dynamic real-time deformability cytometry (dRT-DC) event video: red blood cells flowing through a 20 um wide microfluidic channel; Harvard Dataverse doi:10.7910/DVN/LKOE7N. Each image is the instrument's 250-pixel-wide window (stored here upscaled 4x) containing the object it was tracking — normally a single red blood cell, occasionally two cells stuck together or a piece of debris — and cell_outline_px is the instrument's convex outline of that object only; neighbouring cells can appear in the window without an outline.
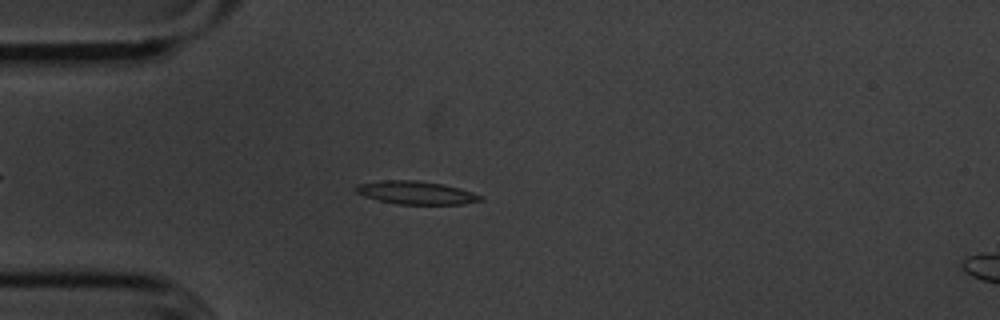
{"species": "common noctule bat (a hibernating species)", "species_latin": "Nyctalus noctula", "temperature_condition": "cold", "stored_images_in_passage": 50, "camera_frame_rate_fps": 3000, "um_per_image_px": 0.085, "animal": {"sex": "male", "body_mass_g": 20.1, "forearm_length_mm": 53.5}, "frame": {"image": 1, "passage_image": 10, "time_ms": 3.0, "image_size_px": [1000, 320], "cell_outline_px": [[484, 200], [464, 204], [396, 204], [364, 196], [356, 192], [352, 188], [356, 184], [380, 180], [416, 180], [444, 184], [460, 188], [484, 196]], "centroid_in_image_um": [35.36, 16.37], "position_along_channel_um": 49.6, "area_um2": 16.99}}
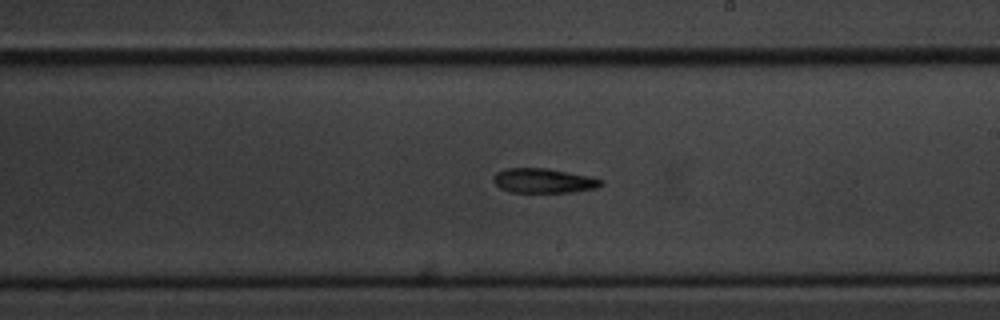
{"frame": {"image": 2, "passage_image": 27, "time_ms": 8.667, "image_size_px": [1000, 320], "cell_outline_px": [[604, 184], [596, 188], [576, 192], [512, 192], [500, 188], [492, 180], [492, 176], [496, 172], [504, 168], [548, 168], [592, 176], [604, 180]], "centroid_in_image_um": [46.23, 15.35], "position_along_channel_um": 242.8, "area_um2": 15.72}}
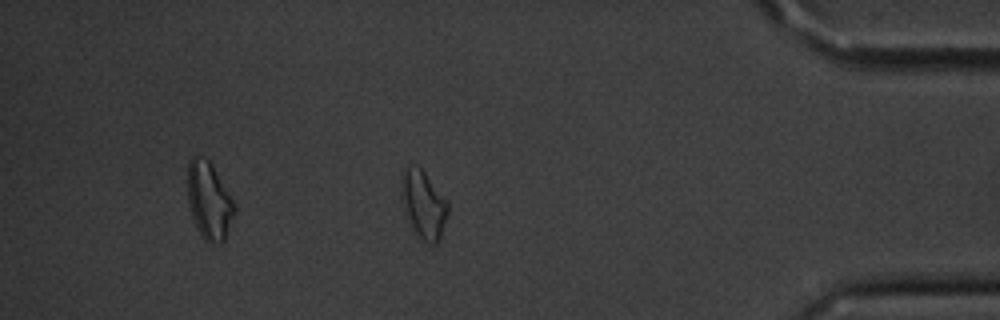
{"frame": {"image": 3, "passage_image": 43, "time_ms": 14.0, "image_size_px": [1000, 320], "cell_outline_px": [[448, 212], [440, 236], [436, 244], [432, 244], [420, 240], [416, 236], [412, 228], [404, 208], [400, 196], [400, 172], [408, 164], [412, 164], [420, 168], [424, 172], [448, 200]], "centroid_in_image_um": [35.95, 17.34], "position_along_channel_um": 399.2, "area_um2": 18.73}, "authors_computed_cell_mechanics": {"area_um2": 16.2418, "velocity_mm_per_s": 3.6046, "shape_relaxation_time_tau1_ms": 6.0314, "shape_relaxation_time_tau2_ms": null, "deformation_change_tau1": 0.1718, "deformation_change_tau2": null}}